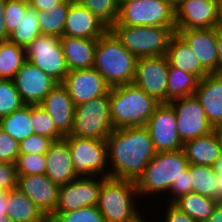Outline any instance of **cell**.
<instances>
[{
	"label": "cell",
	"mask_w": 222,
	"mask_h": 222,
	"mask_svg": "<svg viewBox=\"0 0 222 222\" xmlns=\"http://www.w3.org/2000/svg\"><path fill=\"white\" fill-rule=\"evenodd\" d=\"M106 144L110 177L115 179L136 181L157 153L146 126L114 129Z\"/></svg>",
	"instance_id": "cell-1"
},
{
	"label": "cell",
	"mask_w": 222,
	"mask_h": 222,
	"mask_svg": "<svg viewBox=\"0 0 222 222\" xmlns=\"http://www.w3.org/2000/svg\"><path fill=\"white\" fill-rule=\"evenodd\" d=\"M109 102L114 129L146 126L160 104L134 83L111 87Z\"/></svg>",
	"instance_id": "cell-2"
},
{
	"label": "cell",
	"mask_w": 222,
	"mask_h": 222,
	"mask_svg": "<svg viewBox=\"0 0 222 222\" xmlns=\"http://www.w3.org/2000/svg\"><path fill=\"white\" fill-rule=\"evenodd\" d=\"M137 57L108 29L97 40L93 68L110 87L133 83Z\"/></svg>",
	"instance_id": "cell-3"
},
{
	"label": "cell",
	"mask_w": 222,
	"mask_h": 222,
	"mask_svg": "<svg viewBox=\"0 0 222 222\" xmlns=\"http://www.w3.org/2000/svg\"><path fill=\"white\" fill-rule=\"evenodd\" d=\"M189 165L183 149L157 152L144 172L136 179L139 197H150V194H167L174 180H177Z\"/></svg>",
	"instance_id": "cell-4"
},
{
	"label": "cell",
	"mask_w": 222,
	"mask_h": 222,
	"mask_svg": "<svg viewBox=\"0 0 222 222\" xmlns=\"http://www.w3.org/2000/svg\"><path fill=\"white\" fill-rule=\"evenodd\" d=\"M138 198L134 180L103 177L97 206L105 222H133L142 216Z\"/></svg>",
	"instance_id": "cell-5"
},
{
	"label": "cell",
	"mask_w": 222,
	"mask_h": 222,
	"mask_svg": "<svg viewBox=\"0 0 222 222\" xmlns=\"http://www.w3.org/2000/svg\"><path fill=\"white\" fill-rule=\"evenodd\" d=\"M137 58L166 56L176 26L114 25L110 29Z\"/></svg>",
	"instance_id": "cell-6"
},
{
	"label": "cell",
	"mask_w": 222,
	"mask_h": 222,
	"mask_svg": "<svg viewBox=\"0 0 222 222\" xmlns=\"http://www.w3.org/2000/svg\"><path fill=\"white\" fill-rule=\"evenodd\" d=\"M64 139L70 148L72 165L78 177H110L106 140L71 134Z\"/></svg>",
	"instance_id": "cell-7"
},
{
	"label": "cell",
	"mask_w": 222,
	"mask_h": 222,
	"mask_svg": "<svg viewBox=\"0 0 222 222\" xmlns=\"http://www.w3.org/2000/svg\"><path fill=\"white\" fill-rule=\"evenodd\" d=\"M113 130L109 93L75 106L72 136L106 140Z\"/></svg>",
	"instance_id": "cell-8"
},
{
	"label": "cell",
	"mask_w": 222,
	"mask_h": 222,
	"mask_svg": "<svg viewBox=\"0 0 222 222\" xmlns=\"http://www.w3.org/2000/svg\"><path fill=\"white\" fill-rule=\"evenodd\" d=\"M114 25L175 26V7L169 0H131L119 7Z\"/></svg>",
	"instance_id": "cell-9"
},
{
	"label": "cell",
	"mask_w": 222,
	"mask_h": 222,
	"mask_svg": "<svg viewBox=\"0 0 222 222\" xmlns=\"http://www.w3.org/2000/svg\"><path fill=\"white\" fill-rule=\"evenodd\" d=\"M26 59L41 71L63 83L69 72L60 38L41 34L26 49Z\"/></svg>",
	"instance_id": "cell-10"
},
{
	"label": "cell",
	"mask_w": 222,
	"mask_h": 222,
	"mask_svg": "<svg viewBox=\"0 0 222 222\" xmlns=\"http://www.w3.org/2000/svg\"><path fill=\"white\" fill-rule=\"evenodd\" d=\"M169 104L175 111L177 131L183 144L212 132L213 126L195 95L173 100Z\"/></svg>",
	"instance_id": "cell-11"
},
{
	"label": "cell",
	"mask_w": 222,
	"mask_h": 222,
	"mask_svg": "<svg viewBox=\"0 0 222 222\" xmlns=\"http://www.w3.org/2000/svg\"><path fill=\"white\" fill-rule=\"evenodd\" d=\"M169 62L166 56L137 58L133 83L160 103H167Z\"/></svg>",
	"instance_id": "cell-12"
},
{
	"label": "cell",
	"mask_w": 222,
	"mask_h": 222,
	"mask_svg": "<svg viewBox=\"0 0 222 222\" xmlns=\"http://www.w3.org/2000/svg\"><path fill=\"white\" fill-rule=\"evenodd\" d=\"M102 176L78 177L59 187L55 212H69L98 204Z\"/></svg>",
	"instance_id": "cell-13"
},
{
	"label": "cell",
	"mask_w": 222,
	"mask_h": 222,
	"mask_svg": "<svg viewBox=\"0 0 222 222\" xmlns=\"http://www.w3.org/2000/svg\"><path fill=\"white\" fill-rule=\"evenodd\" d=\"M156 152L183 149L177 131L175 111L169 103H160L146 125Z\"/></svg>",
	"instance_id": "cell-14"
},
{
	"label": "cell",
	"mask_w": 222,
	"mask_h": 222,
	"mask_svg": "<svg viewBox=\"0 0 222 222\" xmlns=\"http://www.w3.org/2000/svg\"><path fill=\"white\" fill-rule=\"evenodd\" d=\"M75 106L104 96L110 92V85L94 68L71 70L63 83Z\"/></svg>",
	"instance_id": "cell-15"
},
{
	"label": "cell",
	"mask_w": 222,
	"mask_h": 222,
	"mask_svg": "<svg viewBox=\"0 0 222 222\" xmlns=\"http://www.w3.org/2000/svg\"><path fill=\"white\" fill-rule=\"evenodd\" d=\"M175 26L176 30L217 28V0H183L175 7Z\"/></svg>",
	"instance_id": "cell-16"
},
{
	"label": "cell",
	"mask_w": 222,
	"mask_h": 222,
	"mask_svg": "<svg viewBox=\"0 0 222 222\" xmlns=\"http://www.w3.org/2000/svg\"><path fill=\"white\" fill-rule=\"evenodd\" d=\"M13 82L26 105H39L58 84L38 67L26 61L16 73Z\"/></svg>",
	"instance_id": "cell-17"
},
{
	"label": "cell",
	"mask_w": 222,
	"mask_h": 222,
	"mask_svg": "<svg viewBox=\"0 0 222 222\" xmlns=\"http://www.w3.org/2000/svg\"><path fill=\"white\" fill-rule=\"evenodd\" d=\"M59 185L46 174L17 175V188L44 213L53 215L58 201Z\"/></svg>",
	"instance_id": "cell-18"
},
{
	"label": "cell",
	"mask_w": 222,
	"mask_h": 222,
	"mask_svg": "<svg viewBox=\"0 0 222 222\" xmlns=\"http://www.w3.org/2000/svg\"><path fill=\"white\" fill-rule=\"evenodd\" d=\"M209 74H218L216 28L176 30Z\"/></svg>",
	"instance_id": "cell-19"
},
{
	"label": "cell",
	"mask_w": 222,
	"mask_h": 222,
	"mask_svg": "<svg viewBox=\"0 0 222 222\" xmlns=\"http://www.w3.org/2000/svg\"><path fill=\"white\" fill-rule=\"evenodd\" d=\"M108 28L86 7L73 0L65 20L63 36L98 39Z\"/></svg>",
	"instance_id": "cell-20"
},
{
	"label": "cell",
	"mask_w": 222,
	"mask_h": 222,
	"mask_svg": "<svg viewBox=\"0 0 222 222\" xmlns=\"http://www.w3.org/2000/svg\"><path fill=\"white\" fill-rule=\"evenodd\" d=\"M39 105L51 116L63 136L71 134L75 105L62 83H58Z\"/></svg>",
	"instance_id": "cell-21"
},
{
	"label": "cell",
	"mask_w": 222,
	"mask_h": 222,
	"mask_svg": "<svg viewBox=\"0 0 222 222\" xmlns=\"http://www.w3.org/2000/svg\"><path fill=\"white\" fill-rule=\"evenodd\" d=\"M45 156V174L52 182L61 186L78 178L72 165L70 148L65 139L54 141Z\"/></svg>",
	"instance_id": "cell-22"
},
{
	"label": "cell",
	"mask_w": 222,
	"mask_h": 222,
	"mask_svg": "<svg viewBox=\"0 0 222 222\" xmlns=\"http://www.w3.org/2000/svg\"><path fill=\"white\" fill-rule=\"evenodd\" d=\"M195 97L212 126L222 123V75L208 74L199 80Z\"/></svg>",
	"instance_id": "cell-23"
},
{
	"label": "cell",
	"mask_w": 222,
	"mask_h": 222,
	"mask_svg": "<svg viewBox=\"0 0 222 222\" xmlns=\"http://www.w3.org/2000/svg\"><path fill=\"white\" fill-rule=\"evenodd\" d=\"M98 39L60 37V43L69 71L93 68Z\"/></svg>",
	"instance_id": "cell-24"
},
{
	"label": "cell",
	"mask_w": 222,
	"mask_h": 222,
	"mask_svg": "<svg viewBox=\"0 0 222 222\" xmlns=\"http://www.w3.org/2000/svg\"><path fill=\"white\" fill-rule=\"evenodd\" d=\"M166 57L170 66L195 75L199 80L209 74L201 66L186 41L177 32L170 40Z\"/></svg>",
	"instance_id": "cell-25"
},
{
	"label": "cell",
	"mask_w": 222,
	"mask_h": 222,
	"mask_svg": "<svg viewBox=\"0 0 222 222\" xmlns=\"http://www.w3.org/2000/svg\"><path fill=\"white\" fill-rule=\"evenodd\" d=\"M183 151L189 164H201L213 167L222 153L216 137L210 134L195 138L183 144Z\"/></svg>",
	"instance_id": "cell-26"
},
{
	"label": "cell",
	"mask_w": 222,
	"mask_h": 222,
	"mask_svg": "<svg viewBox=\"0 0 222 222\" xmlns=\"http://www.w3.org/2000/svg\"><path fill=\"white\" fill-rule=\"evenodd\" d=\"M8 217L13 222H37L45 215L32 200L18 188L7 192Z\"/></svg>",
	"instance_id": "cell-27"
},
{
	"label": "cell",
	"mask_w": 222,
	"mask_h": 222,
	"mask_svg": "<svg viewBox=\"0 0 222 222\" xmlns=\"http://www.w3.org/2000/svg\"><path fill=\"white\" fill-rule=\"evenodd\" d=\"M219 200L195 192L181 196L173 204L195 222H206L213 214Z\"/></svg>",
	"instance_id": "cell-28"
},
{
	"label": "cell",
	"mask_w": 222,
	"mask_h": 222,
	"mask_svg": "<svg viewBox=\"0 0 222 222\" xmlns=\"http://www.w3.org/2000/svg\"><path fill=\"white\" fill-rule=\"evenodd\" d=\"M0 128L18 143L34 134L31 124V105H24L13 113L1 117Z\"/></svg>",
	"instance_id": "cell-29"
},
{
	"label": "cell",
	"mask_w": 222,
	"mask_h": 222,
	"mask_svg": "<svg viewBox=\"0 0 222 222\" xmlns=\"http://www.w3.org/2000/svg\"><path fill=\"white\" fill-rule=\"evenodd\" d=\"M26 59V50L8 40L0 41V80H13Z\"/></svg>",
	"instance_id": "cell-30"
},
{
	"label": "cell",
	"mask_w": 222,
	"mask_h": 222,
	"mask_svg": "<svg viewBox=\"0 0 222 222\" xmlns=\"http://www.w3.org/2000/svg\"><path fill=\"white\" fill-rule=\"evenodd\" d=\"M199 79L188 72L169 65L167 84V103L193 96L198 87Z\"/></svg>",
	"instance_id": "cell-31"
},
{
	"label": "cell",
	"mask_w": 222,
	"mask_h": 222,
	"mask_svg": "<svg viewBox=\"0 0 222 222\" xmlns=\"http://www.w3.org/2000/svg\"><path fill=\"white\" fill-rule=\"evenodd\" d=\"M38 11L29 6L17 27L9 34L8 41L26 49L41 35Z\"/></svg>",
	"instance_id": "cell-32"
},
{
	"label": "cell",
	"mask_w": 222,
	"mask_h": 222,
	"mask_svg": "<svg viewBox=\"0 0 222 222\" xmlns=\"http://www.w3.org/2000/svg\"><path fill=\"white\" fill-rule=\"evenodd\" d=\"M72 1L63 0L60 4L56 5V8L38 11L41 34L56 36L58 38L63 36L65 20Z\"/></svg>",
	"instance_id": "cell-33"
},
{
	"label": "cell",
	"mask_w": 222,
	"mask_h": 222,
	"mask_svg": "<svg viewBox=\"0 0 222 222\" xmlns=\"http://www.w3.org/2000/svg\"><path fill=\"white\" fill-rule=\"evenodd\" d=\"M192 192L216 199V177L213 167L189 164Z\"/></svg>",
	"instance_id": "cell-34"
},
{
	"label": "cell",
	"mask_w": 222,
	"mask_h": 222,
	"mask_svg": "<svg viewBox=\"0 0 222 222\" xmlns=\"http://www.w3.org/2000/svg\"><path fill=\"white\" fill-rule=\"evenodd\" d=\"M88 8L108 29H111L119 18L117 0H75Z\"/></svg>",
	"instance_id": "cell-35"
},
{
	"label": "cell",
	"mask_w": 222,
	"mask_h": 222,
	"mask_svg": "<svg viewBox=\"0 0 222 222\" xmlns=\"http://www.w3.org/2000/svg\"><path fill=\"white\" fill-rule=\"evenodd\" d=\"M31 124L34 134L49 137L53 141L64 139L51 116L40 105H31Z\"/></svg>",
	"instance_id": "cell-36"
},
{
	"label": "cell",
	"mask_w": 222,
	"mask_h": 222,
	"mask_svg": "<svg viewBox=\"0 0 222 222\" xmlns=\"http://www.w3.org/2000/svg\"><path fill=\"white\" fill-rule=\"evenodd\" d=\"M24 105L13 80H0V118Z\"/></svg>",
	"instance_id": "cell-37"
},
{
	"label": "cell",
	"mask_w": 222,
	"mask_h": 222,
	"mask_svg": "<svg viewBox=\"0 0 222 222\" xmlns=\"http://www.w3.org/2000/svg\"><path fill=\"white\" fill-rule=\"evenodd\" d=\"M52 216L56 222H105L97 205L69 212H55Z\"/></svg>",
	"instance_id": "cell-38"
},
{
	"label": "cell",
	"mask_w": 222,
	"mask_h": 222,
	"mask_svg": "<svg viewBox=\"0 0 222 222\" xmlns=\"http://www.w3.org/2000/svg\"><path fill=\"white\" fill-rule=\"evenodd\" d=\"M17 175L45 174V154H19L16 160Z\"/></svg>",
	"instance_id": "cell-39"
},
{
	"label": "cell",
	"mask_w": 222,
	"mask_h": 222,
	"mask_svg": "<svg viewBox=\"0 0 222 222\" xmlns=\"http://www.w3.org/2000/svg\"><path fill=\"white\" fill-rule=\"evenodd\" d=\"M29 3L20 0H6L4 9V20L7 32L10 34L18 25L21 18L26 13Z\"/></svg>",
	"instance_id": "cell-40"
},
{
	"label": "cell",
	"mask_w": 222,
	"mask_h": 222,
	"mask_svg": "<svg viewBox=\"0 0 222 222\" xmlns=\"http://www.w3.org/2000/svg\"><path fill=\"white\" fill-rule=\"evenodd\" d=\"M53 142L49 137L32 134L19 143V154H45Z\"/></svg>",
	"instance_id": "cell-41"
},
{
	"label": "cell",
	"mask_w": 222,
	"mask_h": 222,
	"mask_svg": "<svg viewBox=\"0 0 222 222\" xmlns=\"http://www.w3.org/2000/svg\"><path fill=\"white\" fill-rule=\"evenodd\" d=\"M19 143L0 128V162L16 163Z\"/></svg>",
	"instance_id": "cell-42"
},
{
	"label": "cell",
	"mask_w": 222,
	"mask_h": 222,
	"mask_svg": "<svg viewBox=\"0 0 222 222\" xmlns=\"http://www.w3.org/2000/svg\"><path fill=\"white\" fill-rule=\"evenodd\" d=\"M190 192H192V184L188 165V167L183 170V174L177 180L173 181L168 192L169 200L167 199V201L168 203H174L181 196L187 195Z\"/></svg>",
	"instance_id": "cell-43"
},
{
	"label": "cell",
	"mask_w": 222,
	"mask_h": 222,
	"mask_svg": "<svg viewBox=\"0 0 222 222\" xmlns=\"http://www.w3.org/2000/svg\"><path fill=\"white\" fill-rule=\"evenodd\" d=\"M17 188L16 165L0 162V191L8 192Z\"/></svg>",
	"instance_id": "cell-44"
},
{
	"label": "cell",
	"mask_w": 222,
	"mask_h": 222,
	"mask_svg": "<svg viewBox=\"0 0 222 222\" xmlns=\"http://www.w3.org/2000/svg\"><path fill=\"white\" fill-rule=\"evenodd\" d=\"M165 215L163 216L164 222H195L185 212H182L173 203H167Z\"/></svg>",
	"instance_id": "cell-45"
},
{
	"label": "cell",
	"mask_w": 222,
	"mask_h": 222,
	"mask_svg": "<svg viewBox=\"0 0 222 222\" xmlns=\"http://www.w3.org/2000/svg\"><path fill=\"white\" fill-rule=\"evenodd\" d=\"M62 1L63 0H31L29 5L37 11L44 9L51 10L56 8V5L60 4Z\"/></svg>",
	"instance_id": "cell-46"
},
{
	"label": "cell",
	"mask_w": 222,
	"mask_h": 222,
	"mask_svg": "<svg viewBox=\"0 0 222 222\" xmlns=\"http://www.w3.org/2000/svg\"><path fill=\"white\" fill-rule=\"evenodd\" d=\"M5 1L6 0H0V41L8 40L9 37L5 20L3 17L5 9Z\"/></svg>",
	"instance_id": "cell-47"
},
{
	"label": "cell",
	"mask_w": 222,
	"mask_h": 222,
	"mask_svg": "<svg viewBox=\"0 0 222 222\" xmlns=\"http://www.w3.org/2000/svg\"><path fill=\"white\" fill-rule=\"evenodd\" d=\"M216 40L218 50V74L222 75V26L216 28Z\"/></svg>",
	"instance_id": "cell-48"
},
{
	"label": "cell",
	"mask_w": 222,
	"mask_h": 222,
	"mask_svg": "<svg viewBox=\"0 0 222 222\" xmlns=\"http://www.w3.org/2000/svg\"><path fill=\"white\" fill-rule=\"evenodd\" d=\"M206 222H222V202L218 203L213 214Z\"/></svg>",
	"instance_id": "cell-49"
},
{
	"label": "cell",
	"mask_w": 222,
	"mask_h": 222,
	"mask_svg": "<svg viewBox=\"0 0 222 222\" xmlns=\"http://www.w3.org/2000/svg\"><path fill=\"white\" fill-rule=\"evenodd\" d=\"M216 177V199L222 202V171H215Z\"/></svg>",
	"instance_id": "cell-50"
},
{
	"label": "cell",
	"mask_w": 222,
	"mask_h": 222,
	"mask_svg": "<svg viewBox=\"0 0 222 222\" xmlns=\"http://www.w3.org/2000/svg\"><path fill=\"white\" fill-rule=\"evenodd\" d=\"M7 192L0 191V216L1 215H7Z\"/></svg>",
	"instance_id": "cell-51"
},
{
	"label": "cell",
	"mask_w": 222,
	"mask_h": 222,
	"mask_svg": "<svg viewBox=\"0 0 222 222\" xmlns=\"http://www.w3.org/2000/svg\"><path fill=\"white\" fill-rule=\"evenodd\" d=\"M212 133L217 139L220 147L222 148V123L216 124L212 127Z\"/></svg>",
	"instance_id": "cell-52"
},
{
	"label": "cell",
	"mask_w": 222,
	"mask_h": 222,
	"mask_svg": "<svg viewBox=\"0 0 222 222\" xmlns=\"http://www.w3.org/2000/svg\"><path fill=\"white\" fill-rule=\"evenodd\" d=\"M217 13L219 19V26H222V0H217Z\"/></svg>",
	"instance_id": "cell-53"
},
{
	"label": "cell",
	"mask_w": 222,
	"mask_h": 222,
	"mask_svg": "<svg viewBox=\"0 0 222 222\" xmlns=\"http://www.w3.org/2000/svg\"><path fill=\"white\" fill-rule=\"evenodd\" d=\"M214 171H222V153L213 165Z\"/></svg>",
	"instance_id": "cell-54"
},
{
	"label": "cell",
	"mask_w": 222,
	"mask_h": 222,
	"mask_svg": "<svg viewBox=\"0 0 222 222\" xmlns=\"http://www.w3.org/2000/svg\"><path fill=\"white\" fill-rule=\"evenodd\" d=\"M37 222H56L55 218L51 215H45L43 218H41L39 221Z\"/></svg>",
	"instance_id": "cell-55"
},
{
	"label": "cell",
	"mask_w": 222,
	"mask_h": 222,
	"mask_svg": "<svg viewBox=\"0 0 222 222\" xmlns=\"http://www.w3.org/2000/svg\"><path fill=\"white\" fill-rule=\"evenodd\" d=\"M0 222H13V220H11L8 215H1L0 216Z\"/></svg>",
	"instance_id": "cell-56"
},
{
	"label": "cell",
	"mask_w": 222,
	"mask_h": 222,
	"mask_svg": "<svg viewBox=\"0 0 222 222\" xmlns=\"http://www.w3.org/2000/svg\"><path fill=\"white\" fill-rule=\"evenodd\" d=\"M171 4L176 7L178 4H180L183 0H169Z\"/></svg>",
	"instance_id": "cell-57"
},
{
	"label": "cell",
	"mask_w": 222,
	"mask_h": 222,
	"mask_svg": "<svg viewBox=\"0 0 222 222\" xmlns=\"http://www.w3.org/2000/svg\"><path fill=\"white\" fill-rule=\"evenodd\" d=\"M144 217L142 216H139L135 221L133 222H146L145 218L143 219ZM145 220V221H144Z\"/></svg>",
	"instance_id": "cell-58"
},
{
	"label": "cell",
	"mask_w": 222,
	"mask_h": 222,
	"mask_svg": "<svg viewBox=\"0 0 222 222\" xmlns=\"http://www.w3.org/2000/svg\"><path fill=\"white\" fill-rule=\"evenodd\" d=\"M128 1H131V0H117L118 4H119V7L123 4V3H126Z\"/></svg>",
	"instance_id": "cell-59"
},
{
	"label": "cell",
	"mask_w": 222,
	"mask_h": 222,
	"mask_svg": "<svg viewBox=\"0 0 222 222\" xmlns=\"http://www.w3.org/2000/svg\"><path fill=\"white\" fill-rule=\"evenodd\" d=\"M20 1H25V2H28V3H29L31 0H20Z\"/></svg>",
	"instance_id": "cell-60"
}]
</instances>
